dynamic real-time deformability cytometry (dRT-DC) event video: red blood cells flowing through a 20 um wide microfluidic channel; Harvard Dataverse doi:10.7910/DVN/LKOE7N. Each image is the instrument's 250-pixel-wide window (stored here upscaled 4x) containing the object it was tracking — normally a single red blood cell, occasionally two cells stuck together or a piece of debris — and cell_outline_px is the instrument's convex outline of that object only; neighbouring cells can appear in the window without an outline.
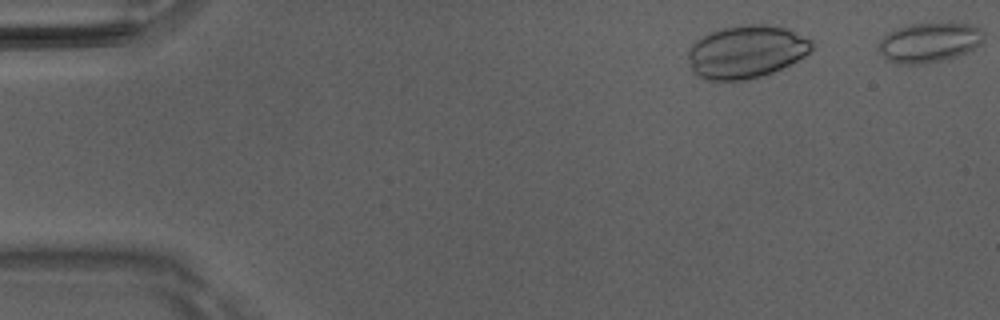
{"species": "Egyptian fruit bat (a non-hibernating species)", "species_latin": "Rousettus aegyptiacus", "temperature_condition": "room temperature", "stored_images_in_passage": 4, "camera_frame_rate_fps": 3000, "um_per_image_px": 0.085, "animal": {"sex": "male"}, "frame": {"image": 1, "passage_image": 4, "time_ms": 1.0, "image_size_px": [1000, 320], "cell_outline_px": [[984, 40], [976, 48], [956, 56], [924, 64], [896, 64], [888, 60], [880, 52], [880, 40], [888, 32], [896, 28], [908, 24], [972, 24], [980, 28], [984, 32]], "centroid_in_image_um": [79.0, 3.61], "position_along_channel_um": 6.0, "area_um2": 24.16}}